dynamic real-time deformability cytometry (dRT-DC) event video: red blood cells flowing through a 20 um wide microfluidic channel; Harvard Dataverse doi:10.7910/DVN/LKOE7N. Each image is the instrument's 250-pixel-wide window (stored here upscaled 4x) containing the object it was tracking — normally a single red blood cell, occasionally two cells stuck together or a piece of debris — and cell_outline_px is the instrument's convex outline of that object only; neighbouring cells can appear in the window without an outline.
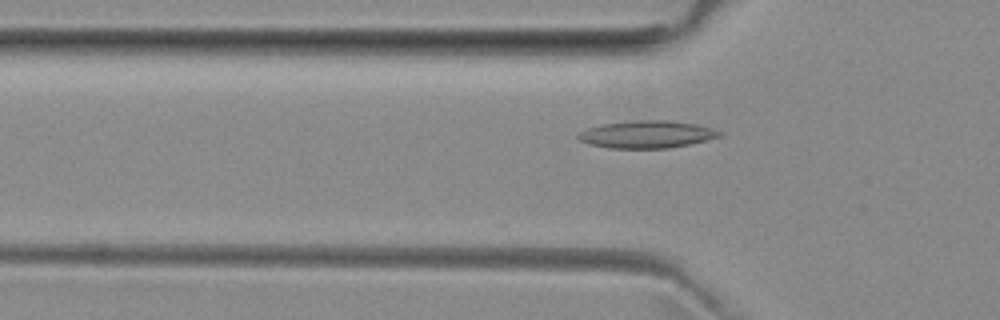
{"species": "common noctule bat (a hibernating species)", "species_latin": "Nyctalus noctula", "temperature_condition": "room temperature", "stored_images_in_passage": 14, "camera_frame_rate_fps": 3000, "um_per_image_px": 0.085, "animal": {"sex": "female", "body_mass_g": 29.2, "forearm_length_mm": 56.3}, "frame": {"image": 1, "passage_image": 2, "time_ms": 0.333, "image_size_px": [1000, 320], "cell_outline_px": [[724, 132], [720, 136], [688, 144], [668, 148], [608, 148], [588, 144], [580, 140], [576, 136], [580, 132], [588, 128], [600, 124], [636, 120], [668, 120], [696, 124], [712, 128]], "centroid_in_image_um": [54.95, 11.41], "position_along_channel_um": 70.8, "area_um2": 22.48}}
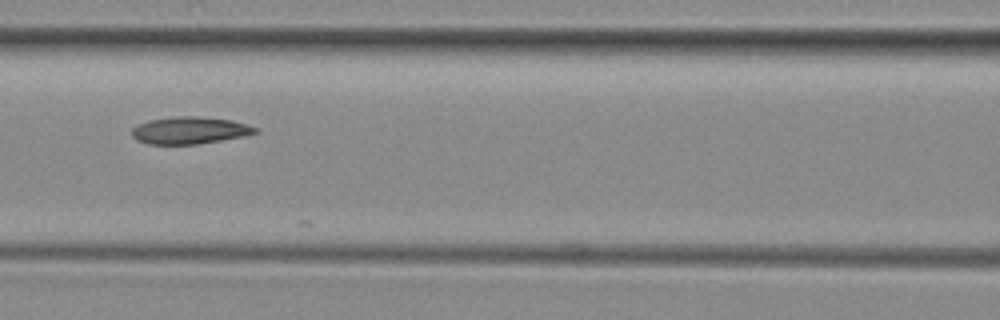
{"frame": {"image": 2, "passage_image": 8, "time_ms": 2.333, "image_size_px": [1000, 320], "cell_outline_px": [[260, 128], [256, 132], [244, 136], [196, 144], [148, 144], [136, 140], [132, 136], [132, 128], [136, 124], [148, 120], [176, 116], [196, 116], [232, 120]], "centroid_in_image_um": [16.09, 11.07], "position_along_channel_um": 150.5, "area_um2": 19.54}}
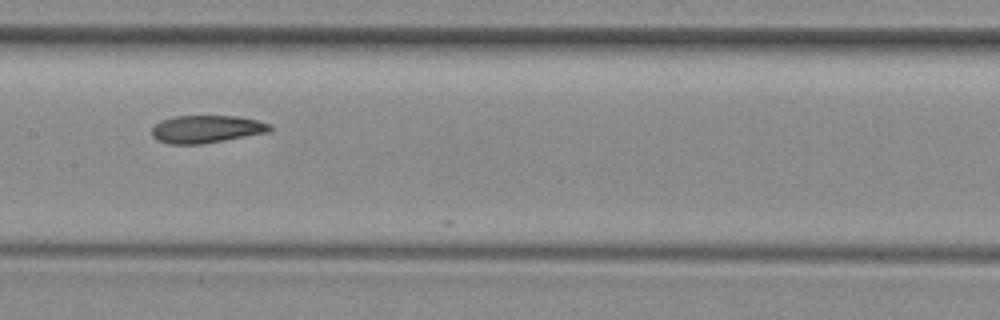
{"frame": {"image": 3, "passage_image": 11, "time_ms": 3.333, "image_size_px": [1000, 320], "cell_outline_px": [[272, 128], [268, 132], [200, 144], [168, 144], [156, 140], [152, 136], [152, 128], [160, 120], [176, 116], [236, 116], [256, 120], [268, 124]], "centroid_in_image_um": [17.48, 10.97], "position_along_channel_um": 189.9, "area_um2": 18.79}}